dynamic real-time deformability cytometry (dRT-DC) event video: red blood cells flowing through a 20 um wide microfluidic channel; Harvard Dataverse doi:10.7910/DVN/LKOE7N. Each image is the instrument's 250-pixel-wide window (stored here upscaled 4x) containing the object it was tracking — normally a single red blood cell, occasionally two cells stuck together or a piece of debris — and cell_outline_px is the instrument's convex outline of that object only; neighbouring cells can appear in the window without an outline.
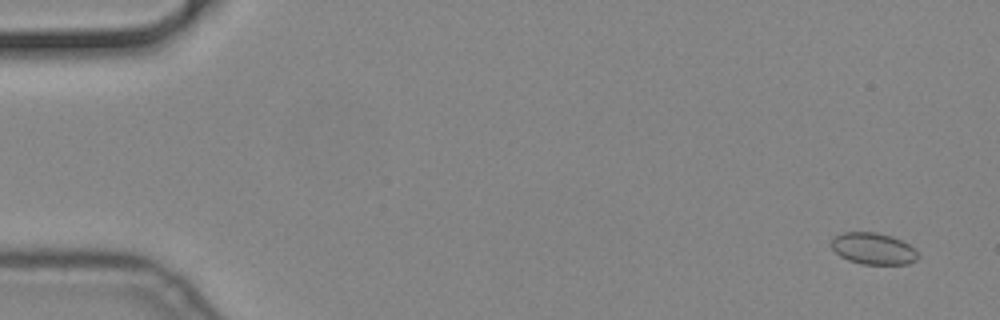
{"species": "common noctule bat (a hibernating species)", "species_latin": "Nyctalus noctula", "temperature_condition": "cold", "stored_images_in_passage": 22, "camera_frame_rate_fps": 3000, "um_per_image_px": 0.085, "animal": {"sex": "male", "body_mass_g": 19.2, "forearm_length_mm": 51.8}, "frame": {"image": 1, "passage_image": 4, "time_ms": 1.0, "image_size_px": [1000, 320], "cell_outline_px": [[916, 260], [908, 264], [864, 264], [848, 260], [840, 256], [832, 248], [832, 240], [836, 236], [844, 232], [876, 232], [892, 236], [908, 244], [916, 252]], "centroid_in_image_um": [74.21, 21.13], "position_along_channel_um": 10.8, "area_um2": 15.66}}
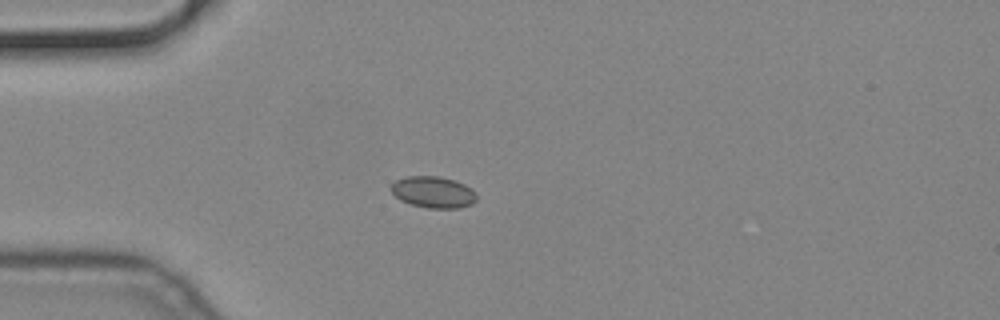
{"frame": {"image": 2, "passage_image": 17, "time_ms": 5.333, "image_size_px": [1000, 320], "cell_outline_px": [[476, 200], [472, 204], [460, 208], [428, 208], [412, 204], [400, 200], [388, 188], [396, 180], [408, 176], [436, 176], [452, 180], [464, 184], [476, 192]], "centroid_in_image_um": [36.82, 16.34], "position_along_channel_um": 48.2, "area_um2": 15.61}}
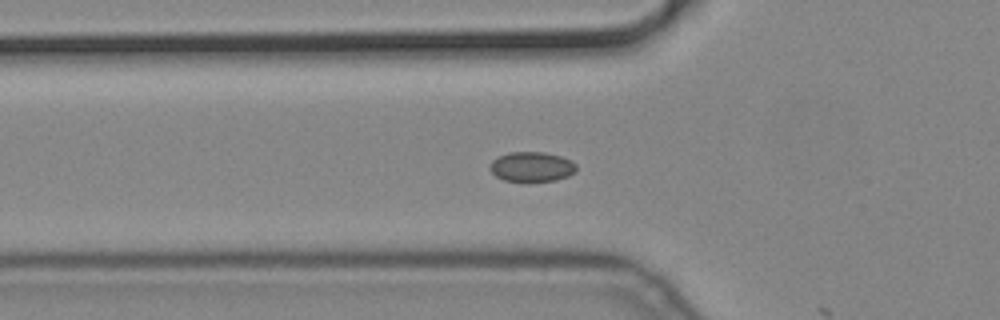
{"frame": {"image": 3, "passage_image": 21, "time_ms": 6.667, "image_size_px": [1000, 320], "cell_outline_px": [[576, 172], [568, 176], [556, 180], [504, 180], [496, 176], [488, 168], [492, 160], [508, 152], [544, 152], [560, 156], [572, 160], [576, 164]], "centroid_in_image_um": [45.21, 14.15], "position_along_channel_um": 80.6, "area_um2": 14.85}}